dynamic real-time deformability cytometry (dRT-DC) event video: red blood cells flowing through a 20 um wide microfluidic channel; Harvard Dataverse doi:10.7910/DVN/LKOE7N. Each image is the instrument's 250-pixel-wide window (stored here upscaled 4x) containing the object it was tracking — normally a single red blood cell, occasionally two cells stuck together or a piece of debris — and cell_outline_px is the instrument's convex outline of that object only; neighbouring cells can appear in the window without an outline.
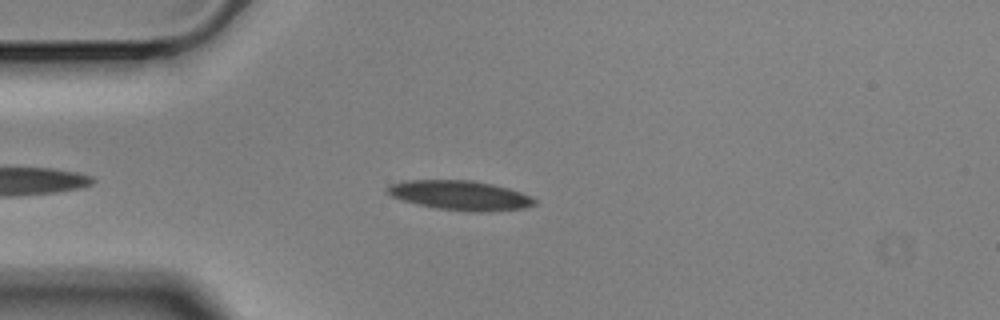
{"species": "Egyptian fruit bat (a non-hibernating species)", "species_latin": "Rousettus aegyptiacus", "temperature_condition": "cold", "stored_images_in_passage": 46, "camera_frame_rate_fps": 3000, "um_per_image_px": 0.085, "animal": {"sex": "male"}, "frame": {"image": 1, "passage_image": 7, "time_ms": 2.0, "image_size_px": [1000, 320], "cell_outline_px": [[536, 204], [524, 208], [472, 212], [436, 208], [404, 200], [392, 196], [388, 192], [388, 188], [392, 184], [404, 180], [472, 180], [492, 184], [508, 188], [520, 192], [536, 200]], "centroid_in_image_um": [39.12, 16.59], "position_along_channel_um": 45.9, "area_um2": 24.8}}
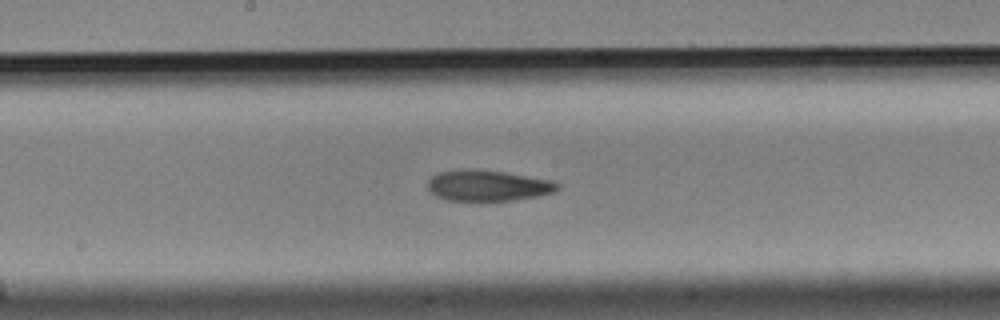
{"frame": {"image": 2, "passage_image": 22, "time_ms": 7.0, "image_size_px": [1000, 320], "cell_outline_px": [[560, 188], [556, 192], [540, 196], [512, 200], [444, 200], [428, 192], [428, 180], [436, 172], [468, 168], [472, 168], [504, 172], [552, 180], [560, 184]], "centroid_in_image_um": [41.46, 15.76], "position_along_channel_um": 206.7, "area_um2": 23.7}}
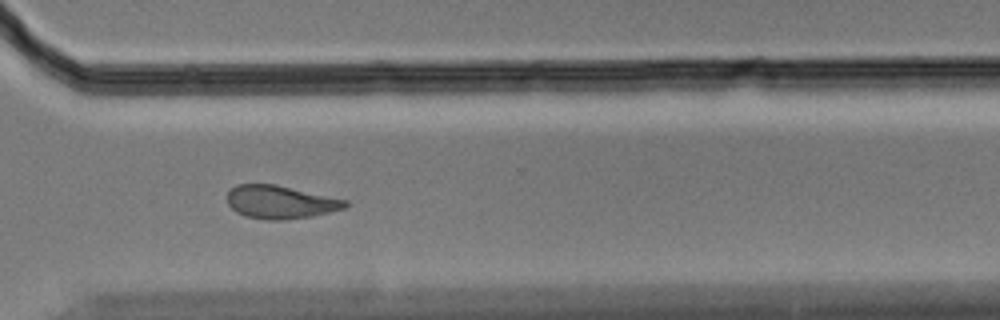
{"frame": {"image": 3, "passage_image": 34, "time_ms": 11.0, "image_size_px": [1000, 320], "cell_outline_px": [[348, 204], [344, 208], [312, 216], [284, 220], [264, 220], [244, 216], [236, 212], [228, 204], [228, 192], [236, 184], [276, 184], [348, 200]], "centroid_in_image_um": [23.82, 17.18], "position_along_channel_um": 346.8, "area_um2": 22.83}, "authors_computed_cell_mechanics": {"area_um2": 24.1315, "velocity_mm_per_s": 3.5076, "shape_relaxation_time_tau1_ms": 11.0407, "shape_relaxation_time_tau2_ms": 6.3825, "deformation_change_tau1": 0.2031, "deformation_change_tau2": 0.1438}}